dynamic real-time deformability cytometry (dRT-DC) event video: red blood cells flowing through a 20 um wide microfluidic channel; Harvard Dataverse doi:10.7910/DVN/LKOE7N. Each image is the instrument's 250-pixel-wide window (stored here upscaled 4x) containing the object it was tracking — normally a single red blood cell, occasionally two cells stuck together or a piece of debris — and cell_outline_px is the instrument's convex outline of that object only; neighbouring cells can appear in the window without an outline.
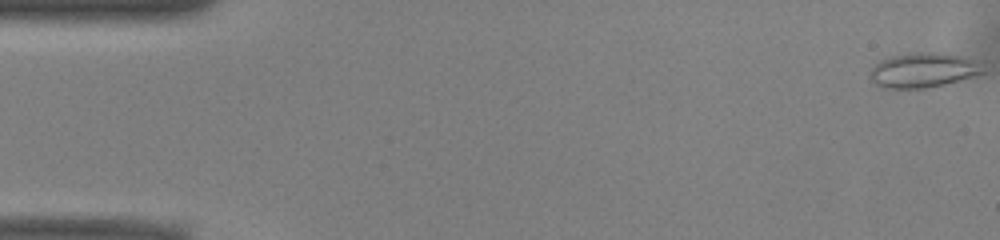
{"species": "common noctule bat (a hibernating species)", "species_latin": "Nyctalus noctula", "temperature_condition": "warm", "stored_images_in_passage": 8, "camera_frame_rate_fps": 3000, "um_per_image_px": 0.085, "animal": {"sex": "male", "body_mass_g": 13.0, "forearm_length_mm": 53.1}, "frame": {"image": 1, "passage_image": 1, "time_ms": 0.0, "image_size_px": [1000, 240], "cell_outline_px": [[984, 72], [972, 76], [944, 84], [924, 88], [884, 88], [876, 84], [868, 76], [872, 68], [880, 60], [892, 56], [908, 52], [944, 52], [968, 56], [976, 60]], "centroid_in_image_um": [78.46, 5.93], "position_along_channel_um": 6.5, "area_um2": 22.95}}